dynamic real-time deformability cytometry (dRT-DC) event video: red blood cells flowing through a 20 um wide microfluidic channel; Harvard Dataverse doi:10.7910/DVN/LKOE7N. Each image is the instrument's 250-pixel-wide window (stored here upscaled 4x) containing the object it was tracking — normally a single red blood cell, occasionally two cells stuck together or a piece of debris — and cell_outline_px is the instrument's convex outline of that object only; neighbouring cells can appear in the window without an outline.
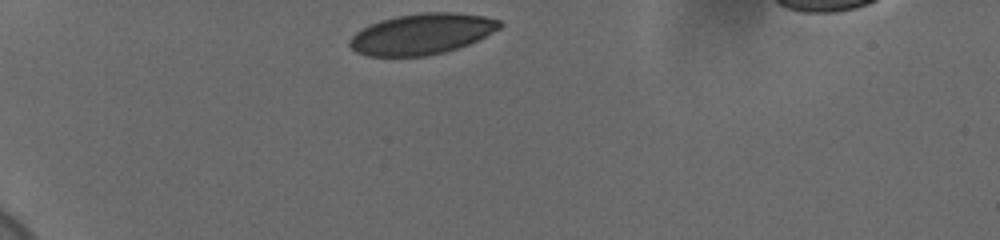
{"species": "human", "species_latin": "Homo sapiens", "temperature_condition": "cold", "stored_images_in_passage": 34, "camera_frame_rate_fps": 3000, "um_per_image_px": 0.085, "donor": {"sex": "female"}, "frame": {"image": 1, "passage_image": 1, "time_ms": 0.0, "image_size_px": [1000, 240], "cell_outline_px": [[504, 24], [500, 28], [468, 44], [444, 52], [424, 56], [368, 56], [356, 52], [348, 44], [348, 40], [356, 32], [380, 20], [396, 16], [424, 12], [452, 12], [484, 16], [500, 20]], "centroid_in_image_um": [35.84, 2.88], "position_along_channel_um": 49.2, "area_um2": 35.43}}
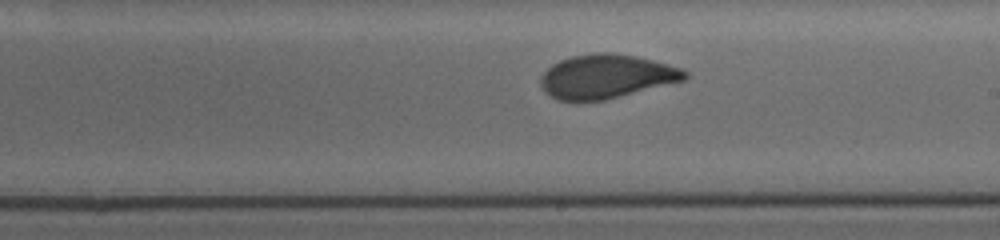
{"frame": {"image": 2, "passage_image": 20, "time_ms": 6.333, "image_size_px": [1000, 240], "cell_outline_px": [[688, 76], [684, 80], [604, 100], [556, 100], [540, 84], [540, 76], [552, 64], [560, 60], [572, 56], [600, 52], [612, 52], [636, 56], [684, 68], [688, 72]], "centroid_in_image_um": [51.56, 6.48], "position_along_channel_um": 237.4, "area_um2": 36.59}}
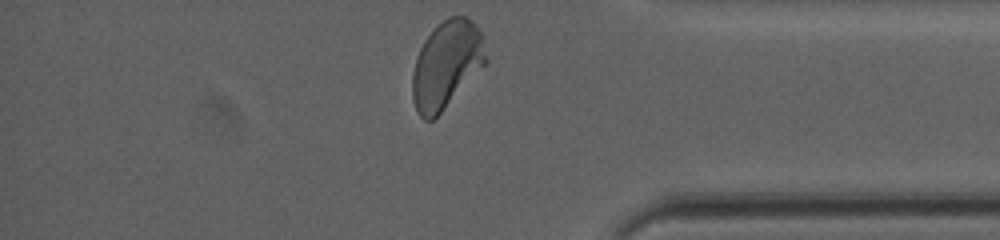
{"frame": {"image": 3, "passage_image": 34, "time_ms": 11.0, "image_size_px": [1000, 240], "cell_outline_px": [[488, 60], [440, 112], [432, 120], [424, 120], [416, 112], [412, 100], [412, 72], [416, 56], [424, 40], [448, 16], [464, 16], [472, 20], [476, 24], [480, 32]], "centroid_in_image_um": [37.91, 5.49], "position_along_channel_um": 397.3, "area_um2": 36.76}, "authors_computed_cell_mechanics": {"area_um2": 36.8475, "velocity_mm_per_s": 3.6645, "shape_relaxation_time_tau1_ms": 4.5331, "shape_relaxation_time_tau2_ms": null, "deformation_change_tau1": 0.1396, "deformation_change_tau2": null}}